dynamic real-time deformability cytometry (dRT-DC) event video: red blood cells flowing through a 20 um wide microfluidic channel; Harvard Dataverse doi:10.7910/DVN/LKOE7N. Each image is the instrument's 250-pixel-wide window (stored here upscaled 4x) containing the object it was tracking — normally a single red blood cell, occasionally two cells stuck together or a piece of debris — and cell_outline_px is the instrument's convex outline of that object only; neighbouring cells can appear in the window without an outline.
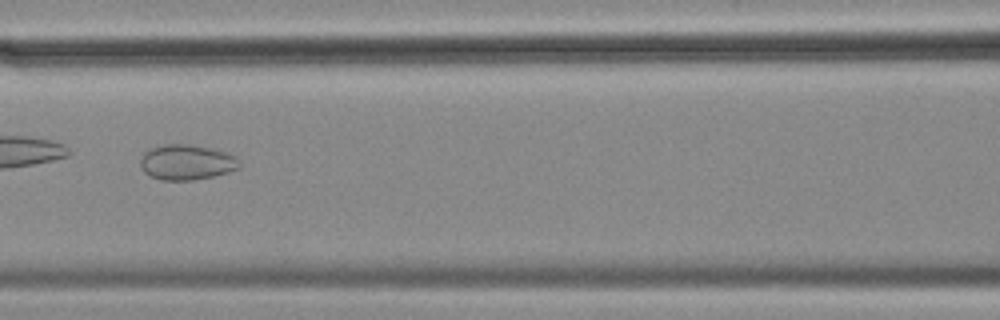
{"species": "common noctule bat (a hibernating species)", "species_latin": "Nyctalus noctula", "temperature_condition": "cold", "stored_images_in_passage": 40, "camera_frame_rate_fps": 3000, "um_per_image_px": 0.085, "animal": {"sex": "female", "body_mass_g": 18.4}, "frame": {"image": 1, "passage_image": 12, "time_ms": 3.667, "image_size_px": [1000, 320], "cell_outline_px": [[240, 168], [228, 172], [212, 176], [192, 180], [160, 180], [144, 172], [140, 164], [140, 160], [144, 152], [152, 148], [164, 144], [188, 144], [212, 148], [228, 152], [236, 156], [240, 164]], "centroid_in_image_um": [15.88, 13.78], "position_along_channel_um": 150.7, "area_um2": 20.4}, "authors_computed_cell_mechanics": {"area_um2": 22.542, "velocity_mm_per_s": 3.5255, "shape_relaxation_time_tau1_ms": null, "shape_relaxation_time_tau2_ms": 1.675, "deformation_change_tau1": null, "deformation_change_tau2": 0.0615}}